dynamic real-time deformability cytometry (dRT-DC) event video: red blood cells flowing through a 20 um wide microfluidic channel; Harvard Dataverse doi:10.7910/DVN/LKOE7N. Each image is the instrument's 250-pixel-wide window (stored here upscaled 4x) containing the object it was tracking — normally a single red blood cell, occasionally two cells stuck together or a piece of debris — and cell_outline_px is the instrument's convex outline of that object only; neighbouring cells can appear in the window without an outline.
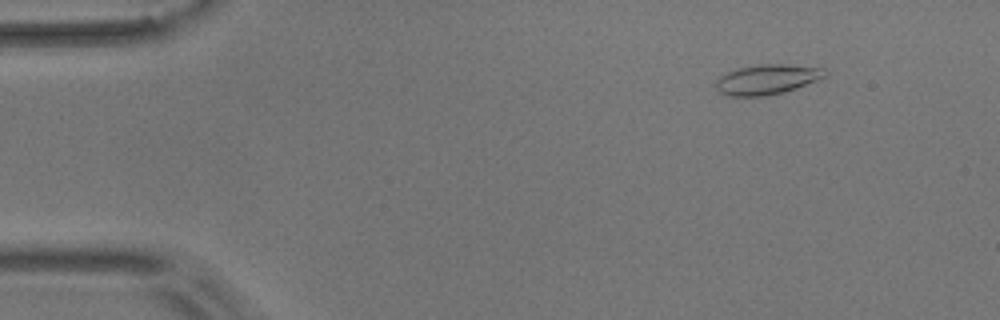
{"species": "common noctule bat (a hibernating species)", "species_latin": "Nyctalus noctula", "temperature_condition": "room temperature", "stored_images_in_passage": 5, "camera_frame_rate_fps": 3000, "um_per_image_px": 0.085, "animal": {"sex": "male", "body_mass_g": 17.9}, "frame": {"image": 1, "passage_image": 2, "time_ms": 1.0, "image_size_px": [1000, 320], "cell_outline_px": [[828, 76], [796, 88], [784, 92], [764, 96], [728, 96], [720, 92], [716, 88], [716, 80], [720, 76], [728, 72], [740, 68], [760, 64], [784, 64], [824, 68], [828, 72]], "centroid_in_image_um": [65.23, 6.75], "position_along_channel_um": 19.8, "area_um2": 19.02}}